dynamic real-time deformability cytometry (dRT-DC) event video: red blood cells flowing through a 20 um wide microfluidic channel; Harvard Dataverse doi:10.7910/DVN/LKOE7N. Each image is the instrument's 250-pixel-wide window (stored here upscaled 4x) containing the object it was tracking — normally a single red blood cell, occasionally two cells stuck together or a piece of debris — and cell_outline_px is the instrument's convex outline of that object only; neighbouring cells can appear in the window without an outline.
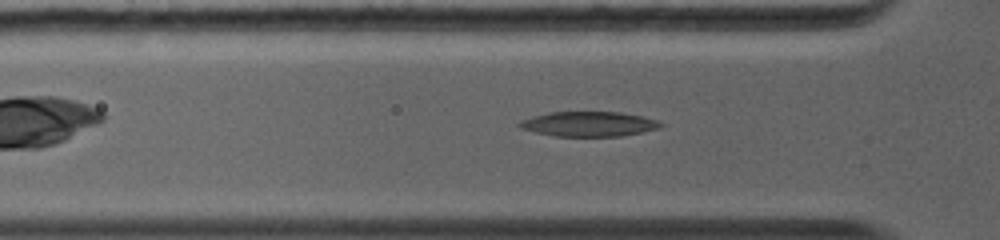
{"species": "common noctule bat (a hibernating species)", "species_latin": "Nyctalus noctula", "temperature_condition": "warm", "stored_images_in_passage": 36, "camera_frame_rate_fps": 5000, "um_per_image_px": 0.085, "animal": {"sex": "female", "body_mass_g": 19.0, "forearm_length_mm": 56.7}, "frame": {"image": 1, "passage_image": 9, "time_ms": 2.4, "image_size_px": [1000, 240], "cell_outline_px": [[664, 124], [660, 128], [620, 136], [556, 136], [536, 132], [520, 128], [516, 124], [520, 120], [532, 116], [548, 112], [620, 112], [660, 120]], "centroid_in_image_um": [50.03, 10.53], "position_along_channel_um": 75.8, "area_um2": 20.46}}
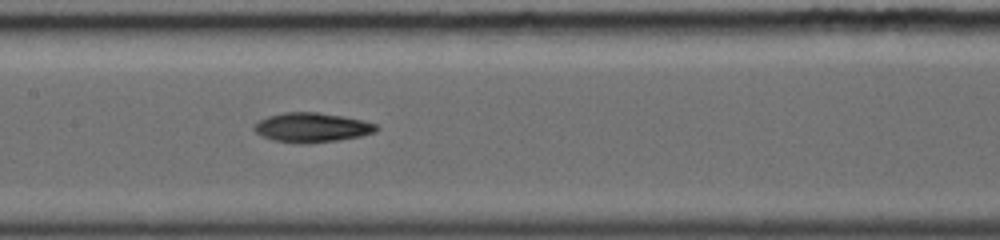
{"frame": {"image": 2, "passage_image": 18, "time_ms": 4.8, "image_size_px": [1000, 240], "cell_outline_px": [[380, 128], [376, 132], [360, 136], [336, 140], [304, 144], [272, 140], [256, 132], [252, 128], [252, 124], [268, 116], [284, 112], [316, 112], [344, 116], [364, 120], [376, 124]], "centroid_in_image_um": [26.51, 10.83], "position_along_channel_um": 180.9, "area_um2": 21.04}}
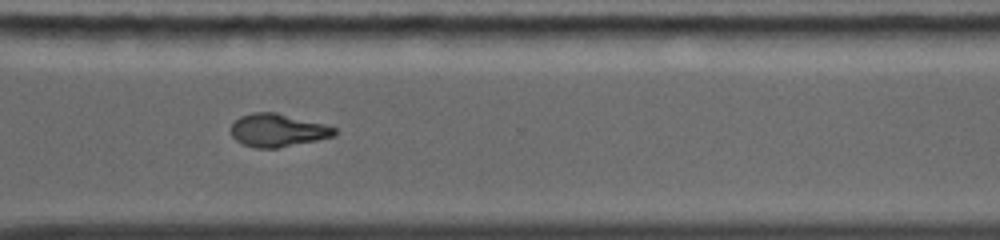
{"frame": {"image": 3, "passage_image": 30, "time_ms": 8.6, "image_size_px": [1000, 240], "cell_outline_px": [[336, 136], [276, 148], [256, 148], [244, 144], [236, 140], [232, 136], [232, 124], [240, 116], [252, 112], [276, 112], [324, 124], [336, 128]], "centroid_in_image_um": [23.61, 11.06], "position_along_channel_um": 347.0, "area_um2": 19.71}}